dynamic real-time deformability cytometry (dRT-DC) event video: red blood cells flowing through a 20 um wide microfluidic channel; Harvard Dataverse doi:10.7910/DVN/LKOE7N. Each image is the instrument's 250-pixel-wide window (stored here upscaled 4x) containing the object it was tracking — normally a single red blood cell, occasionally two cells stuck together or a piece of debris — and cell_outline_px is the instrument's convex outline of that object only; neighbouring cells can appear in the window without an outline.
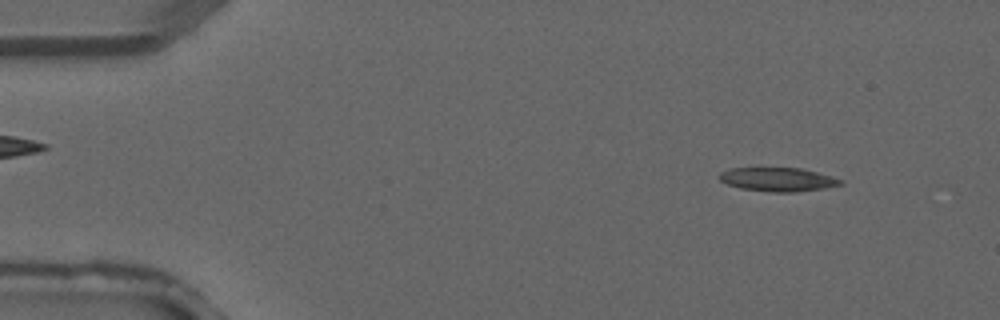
{"species": "common noctule bat (a hibernating species)", "species_latin": "Nyctalus noctula", "temperature_condition": "warm", "stored_images_in_passage": 3, "segment_of_instrument_passage": [2, 2], "camera_frame_rate_fps": 3000, "um_per_image_px": 0.085, "animal": {"sex": "male", "forearm_length_mm": 52.5}, "frame": {"image": 1, "passage_image": 3, "time_ms": 0.667, "image_size_px": [1000, 320], "cell_outline_px": [[844, 184], [824, 188], [792, 192], [772, 192], [740, 188], [728, 184], [720, 180], [720, 172], [732, 168], [756, 164], [800, 168], [832, 176], [844, 180]], "centroid_in_image_um": [66.08, 15.19], "position_along_channel_um": 18.9, "area_um2": 17.63}}